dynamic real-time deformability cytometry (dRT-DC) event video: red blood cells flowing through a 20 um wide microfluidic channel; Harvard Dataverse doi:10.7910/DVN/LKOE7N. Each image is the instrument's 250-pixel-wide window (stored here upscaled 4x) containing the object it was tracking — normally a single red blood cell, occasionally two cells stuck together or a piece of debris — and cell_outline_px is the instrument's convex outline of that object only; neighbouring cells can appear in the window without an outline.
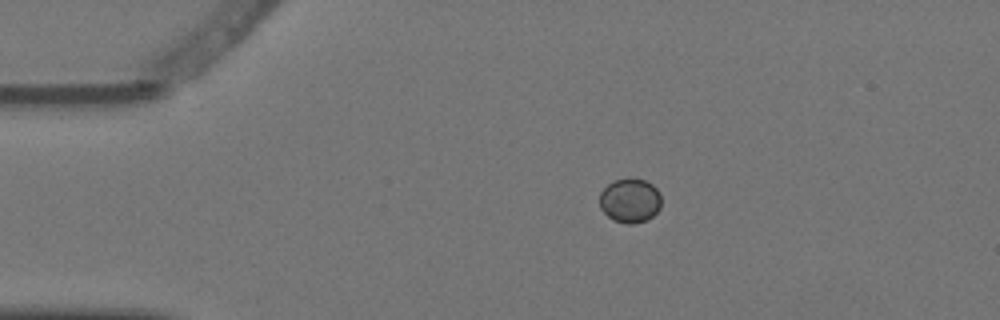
{"species": "Egyptian fruit bat (a non-hibernating species)", "species_latin": "Rousettus aegyptiacus", "temperature_condition": "warm", "stored_images_in_passage": 2, "camera_frame_rate_fps": 3000, "um_per_image_px": 0.085, "animal": {"sex": "female"}, "frame": {"image": 1, "passage_image": 1, "time_ms": 0.0, "image_size_px": [1000, 320], "cell_outline_px": [[660, 208], [648, 220], [636, 224], [628, 224], [612, 220], [600, 208], [600, 192], [608, 184], [616, 180], [644, 180], [652, 184], [660, 192]], "centroid_in_image_um": [53.55, 17.09], "position_along_channel_um": 31.4, "area_um2": 15.78}}